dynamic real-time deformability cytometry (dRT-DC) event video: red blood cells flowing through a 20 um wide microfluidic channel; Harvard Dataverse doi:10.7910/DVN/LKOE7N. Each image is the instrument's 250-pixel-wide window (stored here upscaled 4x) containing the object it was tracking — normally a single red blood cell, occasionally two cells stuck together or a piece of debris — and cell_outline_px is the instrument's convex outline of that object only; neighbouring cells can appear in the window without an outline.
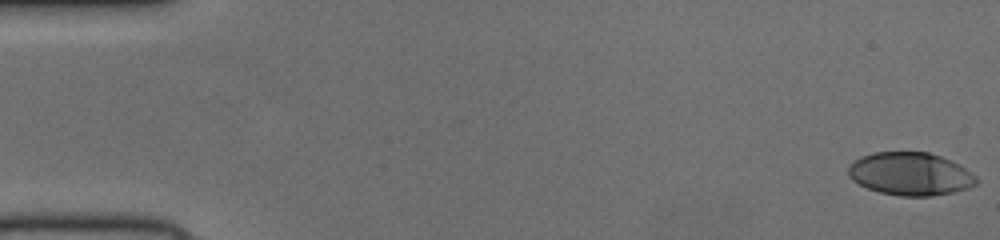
{"species": "human", "species_latin": "Homo sapiens", "temperature_condition": "cold", "stored_images_in_passage": 52, "camera_frame_rate_fps": 3000, "um_per_image_px": 0.085, "donor": {"sex": "female"}, "frame": {"image": 1, "passage_image": 1, "time_ms": 0.0, "image_size_px": [1000, 240], "cell_outline_px": [[976, 184], [968, 188], [952, 192], [932, 196], [900, 196], [880, 192], [868, 188], [852, 180], [848, 176], [848, 168], [860, 156], [876, 152], [928, 152], [940, 156], [964, 168], [976, 176]], "centroid_in_image_um": [77.35, 14.79], "position_along_channel_um": 7.6, "area_um2": 31.67}}
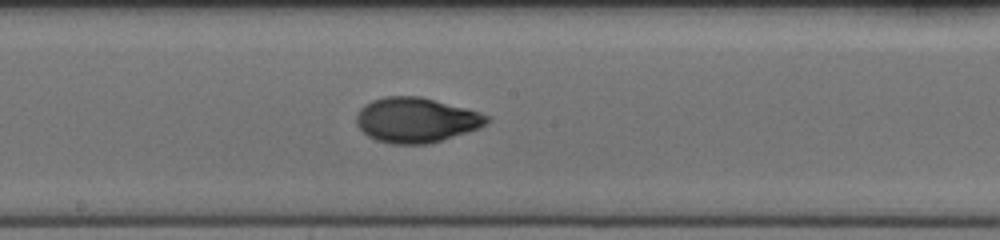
{"frame": {"image": 2, "passage_image": 28, "time_ms": 9.0, "image_size_px": [1000, 240], "cell_outline_px": [[492, 120], [476, 128], [428, 144], [392, 144], [376, 140], [368, 136], [356, 124], [356, 116], [360, 108], [364, 104], [372, 100], [384, 96], [420, 96], [464, 108], [492, 116]], "centroid_in_image_um": [35.32, 10.19], "position_along_channel_um": 212.9, "area_um2": 33.87}}
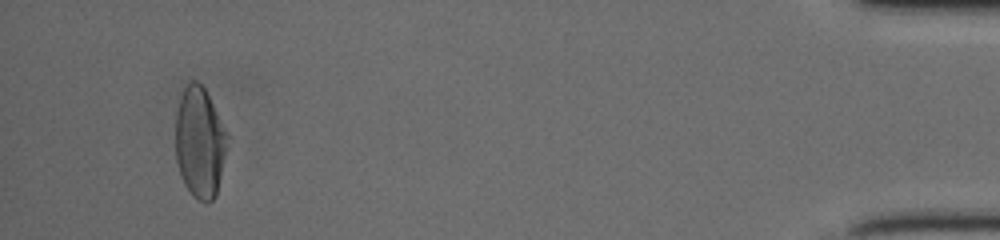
{"frame": {"image": 3, "passage_image": 49, "time_ms": 16.0, "image_size_px": [1000, 240], "cell_outline_px": [[228, 136], [216, 196], [208, 204], [204, 204], [196, 200], [192, 196], [184, 184], [180, 176], [176, 160], [176, 112], [180, 96], [184, 88], [192, 80], [196, 80], [204, 88], [228, 132]], "centroid_in_image_um": [16.96, 12.14], "position_along_channel_um": 418.2, "area_um2": 33.52}}